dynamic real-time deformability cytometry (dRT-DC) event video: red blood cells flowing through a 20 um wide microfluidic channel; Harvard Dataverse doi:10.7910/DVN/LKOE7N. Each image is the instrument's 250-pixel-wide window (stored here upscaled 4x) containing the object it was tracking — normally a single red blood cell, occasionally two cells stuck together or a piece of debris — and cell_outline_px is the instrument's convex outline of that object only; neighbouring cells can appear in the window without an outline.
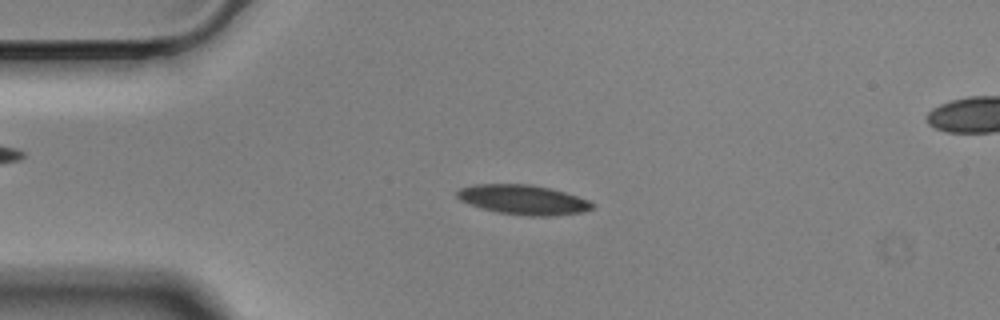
{"species": "Egyptian fruit bat (a non-hibernating species)", "species_latin": "Rousettus aegyptiacus", "temperature_condition": "cold", "stored_images_in_passage": 57, "camera_frame_rate_fps": 3000, "um_per_image_px": 0.085, "animal": {"sex": "male"}, "frame": {"image": 1, "passage_image": 12, "time_ms": 3.667, "image_size_px": [1000, 320], "cell_outline_px": [[596, 204], [592, 208], [580, 212], [552, 216], [528, 216], [500, 212], [484, 208], [460, 200], [456, 196], [456, 192], [460, 188], [472, 184], [532, 184], [552, 188], [588, 200]], "centroid_in_image_um": [44.48, 16.96], "position_along_channel_um": 40.5, "area_um2": 23.18}}
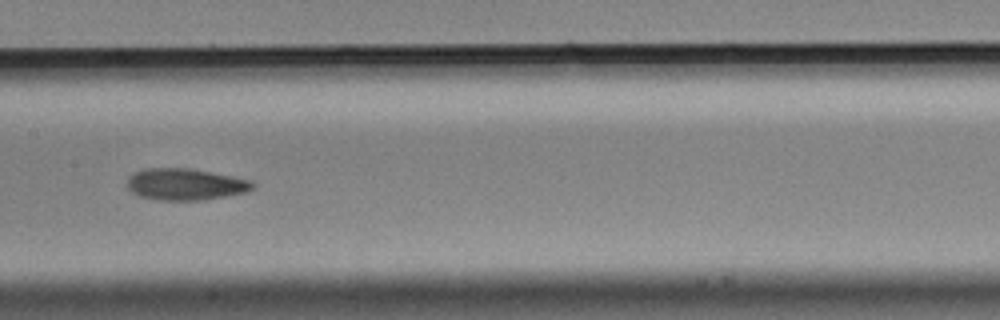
{"frame": {"image": 2, "passage_image": 27, "time_ms": 8.667, "image_size_px": [1000, 320], "cell_outline_px": [[256, 184], [248, 192], [200, 200], [160, 200], [140, 196], [132, 192], [128, 188], [128, 176], [132, 172], [144, 168], [188, 168], [212, 172], [252, 180]], "centroid_in_image_um": [15.75, 15.65], "position_along_channel_um": 191.7, "area_um2": 23.18}}
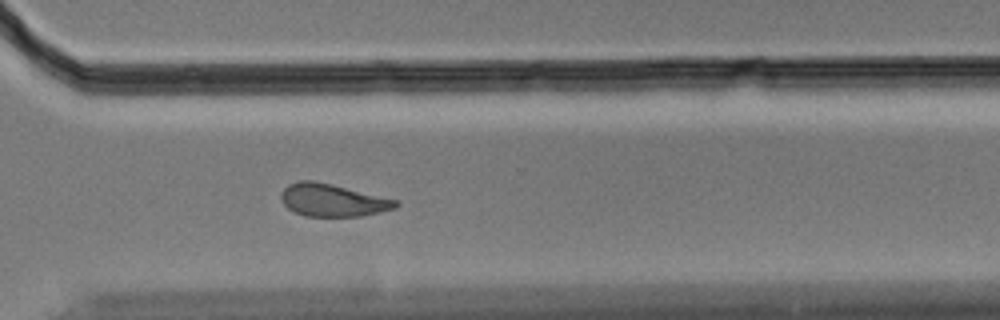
{"frame": {"image": 3, "passage_image": 40, "time_ms": 13.0, "image_size_px": [1000, 320], "cell_outline_px": [[400, 204], [396, 208], [380, 212], [360, 216], [304, 216], [292, 212], [280, 200], [280, 192], [288, 184], [300, 180], [312, 180], [332, 184], [400, 200]], "centroid_in_image_um": [28.27, 17.01], "position_along_channel_um": 342.3, "area_um2": 22.08}}